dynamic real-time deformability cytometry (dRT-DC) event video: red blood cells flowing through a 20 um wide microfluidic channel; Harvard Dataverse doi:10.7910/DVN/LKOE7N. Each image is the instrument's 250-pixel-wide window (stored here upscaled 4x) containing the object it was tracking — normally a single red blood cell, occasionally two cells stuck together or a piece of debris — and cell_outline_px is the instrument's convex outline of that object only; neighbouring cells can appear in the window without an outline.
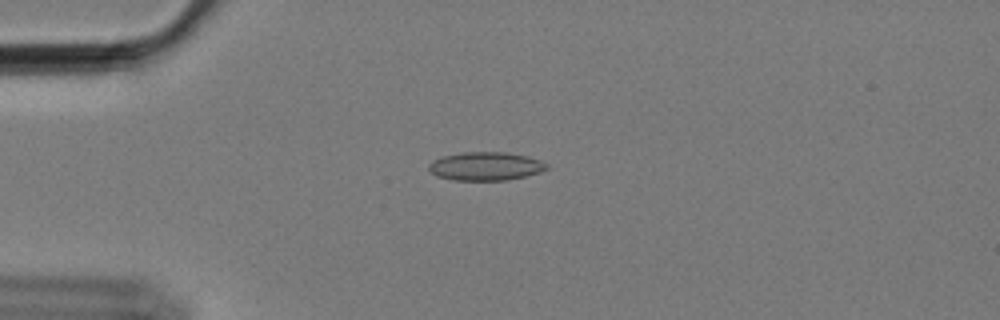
{"species": "Egyptian fruit bat (a non-hibernating species)", "species_latin": "Rousettus aegyptiacus", "temperature_condition": "cold", "stored_images_in_passage": 48, "camera_frame_rate_fps": 3000, "um_per_image_px": 0.085, "animal": {"sex": "female"}, "frame": {"image": 1, "passage_image": 5, "time_ms": 1.333, "image_size_px": [1000, 320], "cell_outline_px": [[548, 168], [540, 172], [508, 180], [452, 180], [436, 176], [428, 168], [428, 164], [432, 160], [440, 156], [464, 152], [504, 152], [528, 156], [540, 160], [548, 164]], "centroid_in_image_um": [41.25, 14.12], "position_along_channel_um": 43.7, "area_um2": 19.65}}
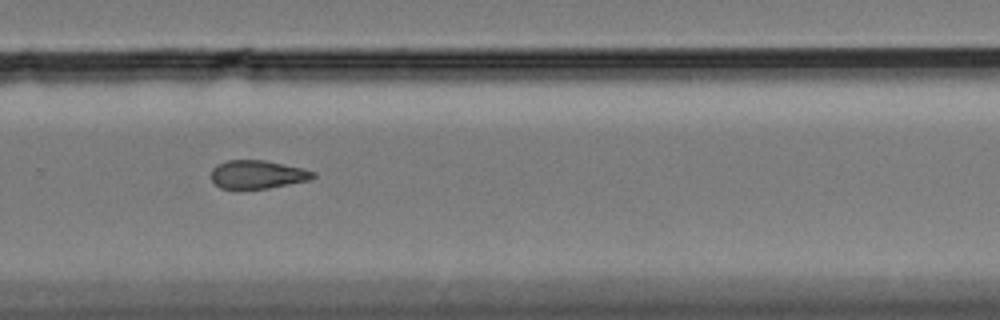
{"frame": {"image": 2, "passage_image": 30, "time_ms": 9.667, "image_size_px": [1000, 320], "cell_outline_px": [[316, 176], [308, 180], [268, 188], [220, 188], [212, 180], [212, 168], [216, 164], [228, 160], [264, 160], [304, 168], [316, 172]], "centroid_in_image_um": [21.9, 14.81], "position_along_channel_um": 307.9, "area_um2": 16.7}}
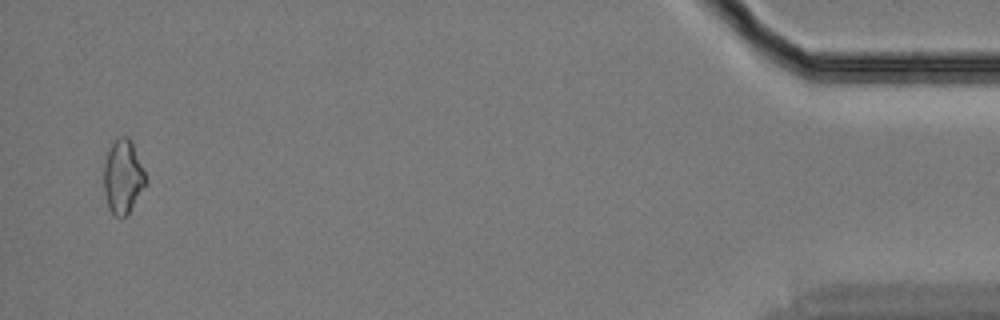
{"frame": {"image": 3, "passage_image": 47, "time_ms": 15.333, "image_size_px": [1000, 320], "cell_outline_px": [[148, 180], [128, 216], [116, 216], [108, 208], [104, 192], [104, 160], [112, 144], [120, 136], [128, 136], [132, 140]], "centroid_in_image_um": [10.46, 15.02], "position_along_channel_um": 424.7, "area_um2": 18.15}, "authors_computed_cell_mechanics": {"area_um2": 17.6868, "velocity_mm_per_s": 3.4459, "shape_relaxation_time_tau1_ms": null, "shape_relaxation_time_tau2_ms": 7.4105, "deformation_change_tau1": null, "deformation_change_tau2": 0.1456}}